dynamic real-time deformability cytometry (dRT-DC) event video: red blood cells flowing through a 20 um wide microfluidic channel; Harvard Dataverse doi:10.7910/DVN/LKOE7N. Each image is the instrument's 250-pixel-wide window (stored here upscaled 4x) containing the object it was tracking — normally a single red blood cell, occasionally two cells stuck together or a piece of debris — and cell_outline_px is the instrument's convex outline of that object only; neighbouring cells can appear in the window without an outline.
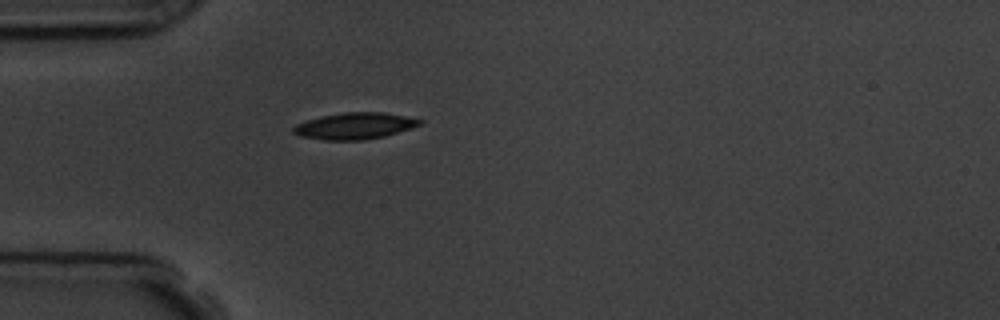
{"species": "common noctule bat (a hibernating species)", "species_latin": "Nyctalus noctula", "temperature_condition": "room temperature", "stored_images_in_passage": 1, "camera_frame_rate_fps": 3000, "um_per_image_px": 0.085, "animal": {"sex": "male", "body_mass_g": 19.5, "forearm_length_mm": 54.6}, "frame": {"image": 1, "passage_image": 1, "time_ms": 0.0, "image_size_px": [1000, 320], "cell_outline_px": [[424, 120], [420, 124], [412, 128], [384, 136], [364, 140], [324, 140], [300, 136], [292, 132], [292, 128], [296, 124], [320, 116], [344, 112], [384, 112]], "centroid_in_image_um": [30.13, 10.7], "position_along_channel_um": 54.9, "area_um2": 19.48}}